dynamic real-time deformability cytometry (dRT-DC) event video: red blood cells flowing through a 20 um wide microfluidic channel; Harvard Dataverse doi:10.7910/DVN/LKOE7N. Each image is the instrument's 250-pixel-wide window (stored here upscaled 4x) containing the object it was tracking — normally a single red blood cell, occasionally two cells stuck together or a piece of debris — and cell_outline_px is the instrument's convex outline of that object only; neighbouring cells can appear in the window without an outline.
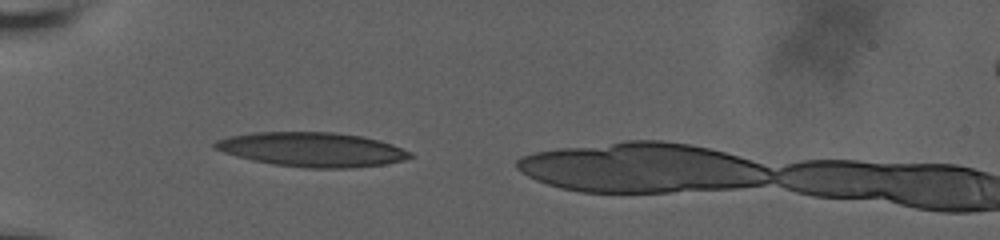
{"species": "human", "species_latin": "Homo sapiens", "temperature_condition": "room temperature", "stored_images_in_passage": 5, "camera_frame_rate_fps": 3000, "um_per_image_px": 0.085, "donor": {"sex": "male"}, "frame": {"image": 1, "passage_image": 1, "time_ms": 0.0, "image_size_px": [1000, 240], "cell_outline_px": [[412, 156], [404, 160], [384, 164], [352, 168], [308, 168], [272, 164], [252, 160], [236, 156], [212, 148], [212, 144], [216, 140], [228, 136], [252, 132], [332, 132], [364, 136], [380, 140], [392, 144], [412, 152]], "centroid_in_image_um": [26.51, 12.7], "position_along_channel_um": 58.5, "area_um2": 39.3}}
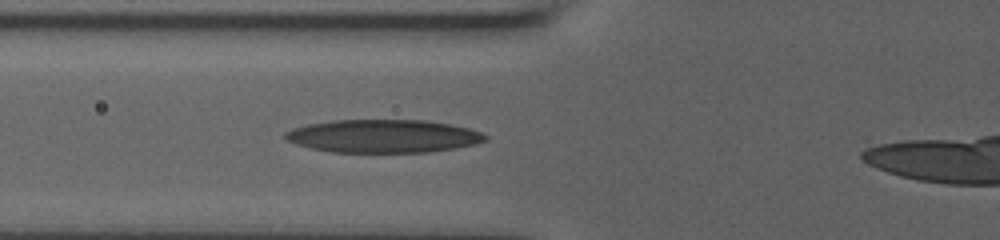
{"frame": {"image": 2, "passage_image": 5, "time_ms": 1.333, "image_size_px": [1000, 240], "cell_outline_px": [[488, 140], [476, 144], [456, 148], [428, 152], [332, 152], [312, 148], [296, 144], [284, 140], [284, 132], [292, 128], [308, 124], [332, 120], [424, 120], [448, 124], [468, 128], [480, 132], [488, 136]], "centroid_in_image_um": [32.56, 11.57], "position_along_channel_um": 93.2, "area_um2": 38.67}}